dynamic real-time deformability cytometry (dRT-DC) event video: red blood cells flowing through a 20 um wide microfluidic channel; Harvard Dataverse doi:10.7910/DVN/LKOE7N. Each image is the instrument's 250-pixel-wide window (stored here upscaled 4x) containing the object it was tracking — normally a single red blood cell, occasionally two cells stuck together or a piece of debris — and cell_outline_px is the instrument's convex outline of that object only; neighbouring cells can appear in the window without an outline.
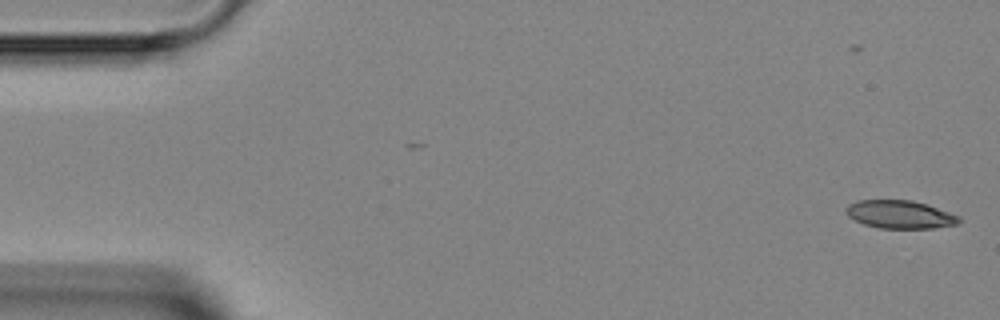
{"species": "Egyptian fruit bat (a non-hibernating species)", "species_latin": "Rousettus aegyptiacus", "temperature_condition": "room temperature", "stored_images_in_passage": 6, "camera_frame_rate_fps": 3000, "um_per_image_px": 0.085, "animal": {"sex": "female"}, "frame": {"image": 1, "passage_image": 1, "time_ms": 0.0, "image_size_px": [1000, 320], "cell_outline_px": [[960, 220], [956, 224], [932, 228], [880, 228], [864, 224], [848, 216], [844, 212], [844, 208], [848, 204], [856, 200], [912, 200], [928, 204], [960, 216]], "centroid_in_image_um": [76.46, 18.21], "position_along_channel_um": 8.5, "area_um2": 18.55}}
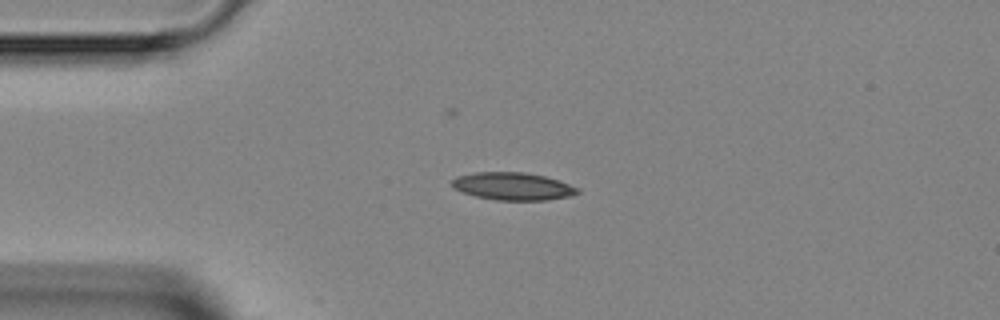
{"frame": {"image": 2, "passage_image": 4, "time_ms": 3.333, "image_size_px": [1000, 320], "cell_outline_px": [[580, 192], [568, 196], [548, 200], [496, 200], [476, 196], [452, 188], [452, 180], [456, 176], [476, 172], [524, 172], [544, 176], [580, 188]], "centroid_in_image_um": [43.57, 15.83], "position_along_channel_um": 41.4, "area_um2": 20.06}}
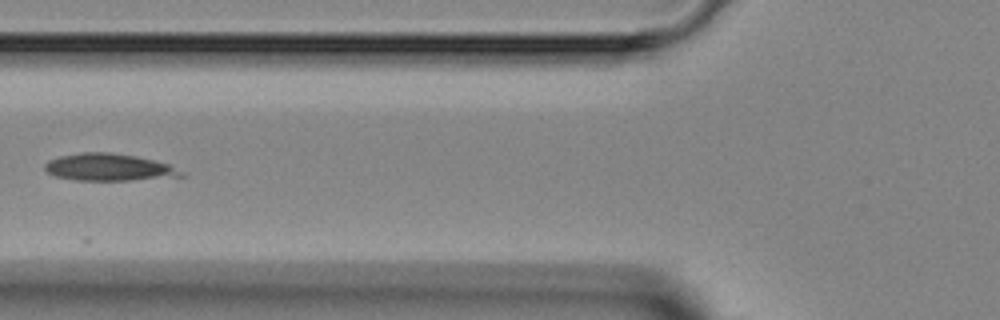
{"frame": {"image": 3, "passage_image": 6, "time_ms": 5.667, "image_size_px": [1000, 320], "cell_outline_px": [[184, 176], [132, 180], [76, 180], [56, 176], [48, 172], [44, 168], [44, 164], [48, 160], [60, 156], [80, 152], [108, 152], [136, 156], [168, 164], [184, 172]], "centroid_in_image_um": [9.24, 14.21], "position_along_channel_um": 116.6, "area_um2": 21.44}}